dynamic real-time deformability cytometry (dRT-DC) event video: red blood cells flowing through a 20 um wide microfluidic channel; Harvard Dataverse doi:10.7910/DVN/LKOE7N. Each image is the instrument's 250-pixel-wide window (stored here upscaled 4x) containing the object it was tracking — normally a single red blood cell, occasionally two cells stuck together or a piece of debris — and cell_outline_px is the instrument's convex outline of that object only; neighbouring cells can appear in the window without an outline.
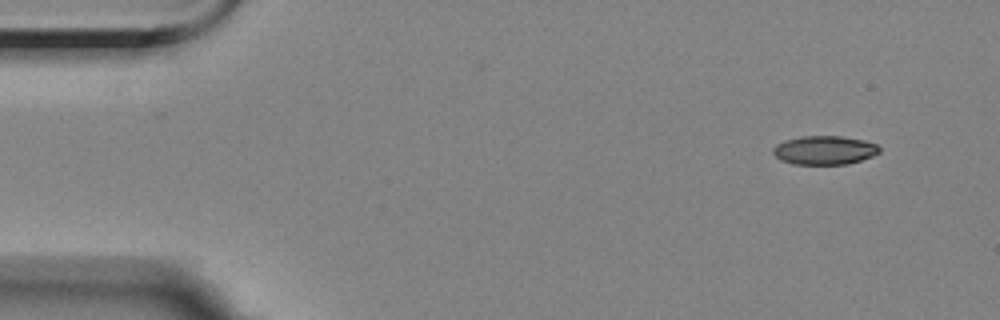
{"species": "Egyptian fruit bat (a non-hibernating species)", "species_latin": "Rousettus aegyptiacus", "temperature_condition": "room temperature", "stored_images_in_passage": 11, "camera_frame_rate_fps": 3000, "um_per_image_px": 0.085, "animal": {"sex": "female"}, "frame": {"image": 1, "passage_image": 1, "time_ms": 0.0, "image_size_px": [1000, 320], "cell_outline_px": [[880, 152], [872, 156], [848, 164], [792, 164], [780, 160], [772, 152], [772, 148], [776, 144], [784, 140], [800, 136], [840, 136], [864, 140], [876, 144], [880, 148]], "centroid_in_image_um": [70.05, 12.76], "position_along_channel_um": 15.0, "area_um2": 17.92}}
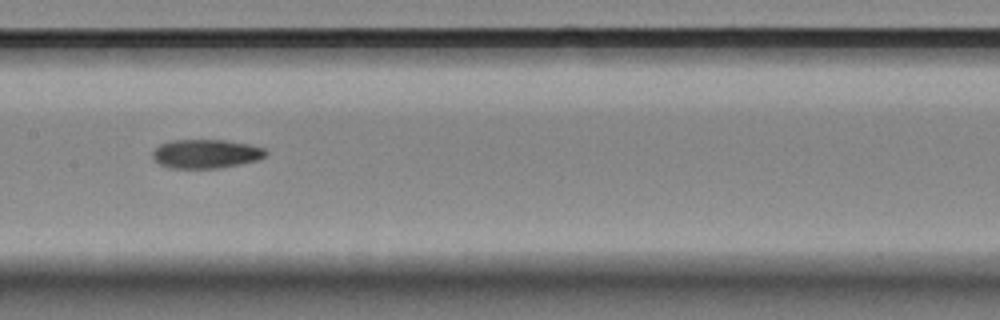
{"frame": {"image": 2, "passage_image": 7, "time_ms": 7.667, "image_size_px": [1000, 320], "cell_outline_px": [[268, 152], [264, 156], [256, 160], [240, 164], [220, 168], [172, 168], [160, 164], [152, 156], [152, 152], [160, 144], [172, 140], [224, 140], [252, 144], [264, 148]], "centroid_in_image_um": [17.52, 13.06], "position_along_channel_um": 189.9, "area_um2": 19.02}}
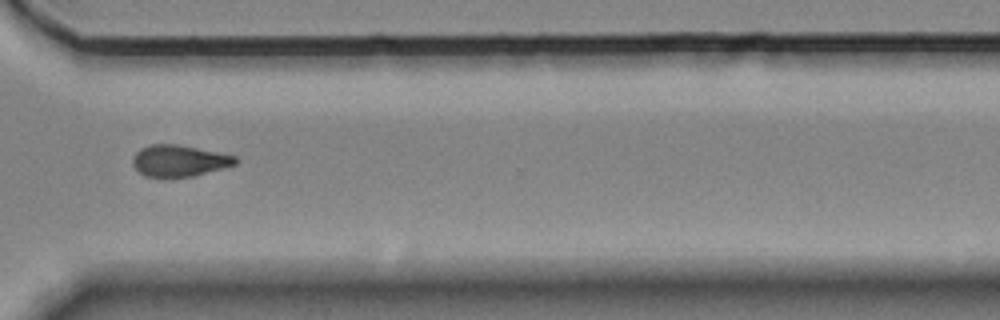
{"frame": {"image": 3, "passage_image": 11, "time_ms": 12.333, "image_size_px": [1000, 320], "cell_outline_px": [[236, 164], [224, 168], [192, 176], [168, 180], [160, 180], [144, 176], [132, 164], [132, 160], [136, 152], [140, 148], [148, 144], [176, 144], [236, 156]], "centroid_in_image_um": [15.16, 13.71], "position_along_channel_um": 355.4, "area_um2": 19.31}}